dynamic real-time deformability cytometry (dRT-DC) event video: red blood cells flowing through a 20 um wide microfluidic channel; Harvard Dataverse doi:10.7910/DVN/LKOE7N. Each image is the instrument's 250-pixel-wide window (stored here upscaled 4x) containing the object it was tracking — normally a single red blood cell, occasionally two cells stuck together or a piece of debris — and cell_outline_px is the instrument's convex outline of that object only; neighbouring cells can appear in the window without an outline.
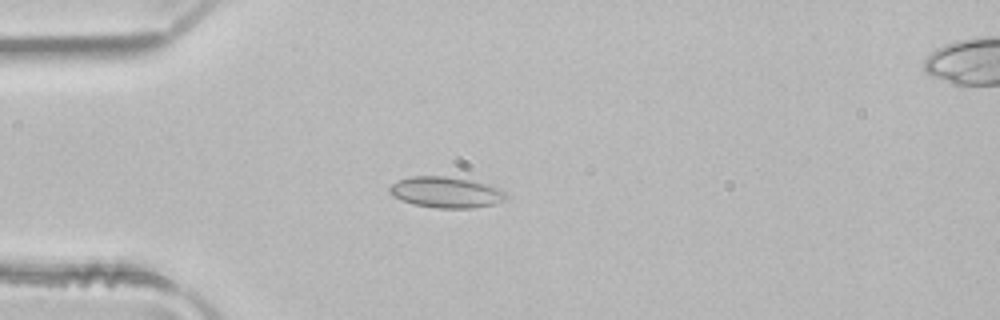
{"species": "common noctule bat (a hibernating species)", "species_latin": "Nyctalus noctula", "temperature_condition": "room temperature", "stored_images_in_passage": 3, "camera_frame_rate_fps": 3000, "um_per_image_px": 0.085, "animal": {"sex": "male", "body_mass_g": 21.5, "forearm_length_mm": 52.0}, "frame": {"image": 1, "passage_image": 3, "time_ms": 0.667, "image_size_px": [1000, 320], "cell_outline_px": [[508, 196], [504, 200], [492, 204], [472, 208], [436, 208], [412, 204], [392, 196], [388, 192], [388, 188], [392, 184], [400, 180], [412, 176], [444, 176], [468, 180], [500, 188]], "centroid_in_image_um": [37.87, 16.35], "position_along_channel_um": 47.1, "area_um2": 20.81}}